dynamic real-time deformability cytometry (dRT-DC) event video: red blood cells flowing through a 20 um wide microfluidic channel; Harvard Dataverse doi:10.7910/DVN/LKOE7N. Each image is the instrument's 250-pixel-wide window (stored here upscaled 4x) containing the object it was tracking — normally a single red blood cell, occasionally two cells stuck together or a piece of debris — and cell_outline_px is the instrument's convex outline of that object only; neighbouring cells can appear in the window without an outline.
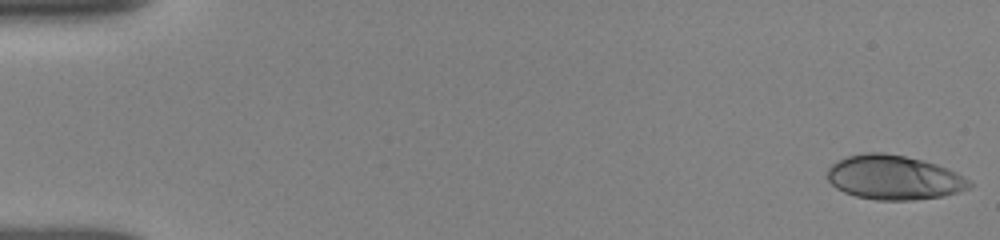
{"species": "human", "species_latin": "Homo sapiens", "temperature_condition": "room temperature", "stored_images_in_passage": 20, "camera_frame_rate_fps": 3000, "um_per_image_px": 0.085, "donor": {"sex": "female"}, "frame": {"image": 1, "passage_image": 1, "time_ms": 0.0, "image_size_px": [1000, 240], "cell_outline_px": [[972, 188], [960, 192], [944, 196], [912, 200], [876, 200], [856, 196], [844, 192], [836, 188], [824, 176], [828, 168], [836, 160], [848, 156], [864, 152], [884, 152], [924, 160], [948, 168], [956, 172], [968, 180], [972, 184]], "centroid_in_image_um": [75.97, 15.08], "position_along_channel_um": 9.0, "area_um2": 37.11}}
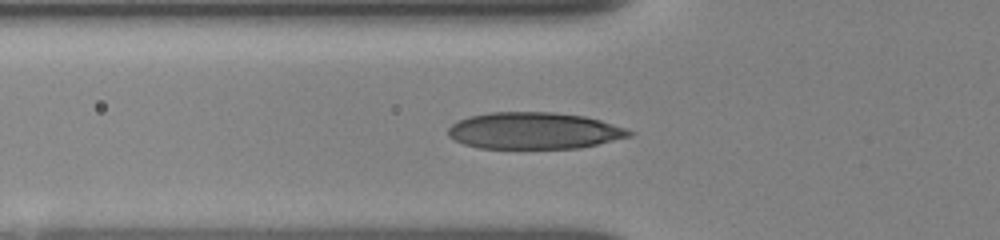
{"frame": {"image": 2, "passage_image": 9, "time_ms": 5.667, "image_size_px": [1000, 240], "cell_outline_px": [[636, 132], [632, 136], [580, 148], [480, 148], [464, 144], [448, 136], [448, 128], [452, 124], [468, 116], [492, 112], [552, 112], [584, 116], [600, 120]], "centroid_in_image_um": [45.4, 11.11], "position_along_channel_um": 80.4, "area_um2": 38.61}}
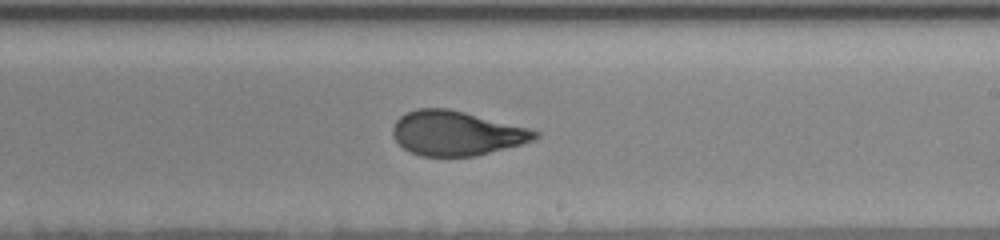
{"frame": {"image": 3, "passage_image": 20, "time_ms": 10.0, "image_size_px": [1000, 240], "cell_outline_px": [[540, 136], [536, 140], [476, 156], [420, 156], [408, 152], [392, 136], [392, 128], [396, 120], [400, 116], [416, 108], [448, 108], [532, 128], [540, 132]], "centroid_in_image_um": [38.82, 11.32], "position_along_channel_um": 250.2, "area_um2": 37.22}}